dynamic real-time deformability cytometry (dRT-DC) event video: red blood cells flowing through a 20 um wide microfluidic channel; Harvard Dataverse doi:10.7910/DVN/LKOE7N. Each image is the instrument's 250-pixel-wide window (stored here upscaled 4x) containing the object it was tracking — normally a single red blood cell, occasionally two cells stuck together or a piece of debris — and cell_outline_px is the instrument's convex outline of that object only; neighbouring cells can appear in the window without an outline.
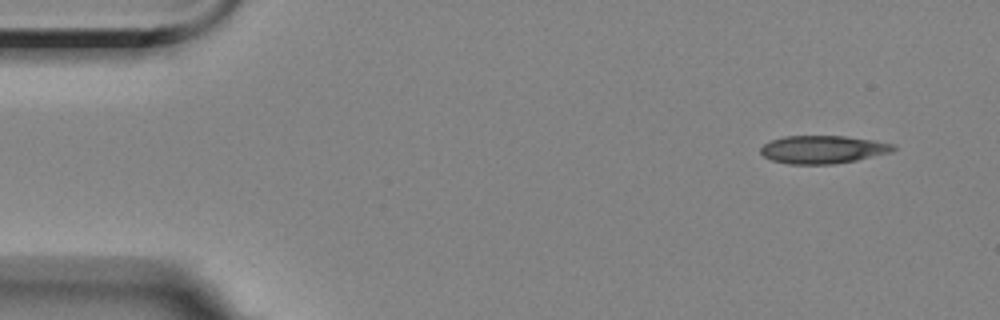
{"species": "Egyptian fruit bat (a non-hibernating species)", "species_latin": "Rousettus aegyptiacus", "temperature_condition": "room temperature", "stored_images_in_passage": 10, "camera_frame_rate_fps": 3000, "um_per_image_px": 0.085, "animal": {"sex": "female"}, "frame": {"image": 1, "passage_image": 1, "time_ms": 0.0, "image_size_px": [1000, 320], "cell_outline_px": [[896, 148], [892, 152], [856, 160], [832, 164], [788, 164], [772, 160], [764, 156], [760, 152], [760, 148], [764, 144], [772, 140], [784, 136], [844, 136], [876, 140], [892, 144]], "centroid_in_image_um": [69.94, 12.7], "position_along_channel_um": 15.1, "area_um2": 21.56}}
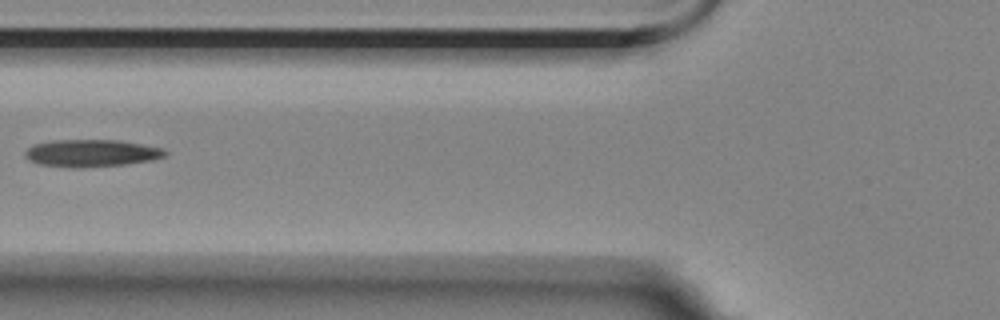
{"frame": {"image": 2, "passage_image": 6, "time_ms": 5.667, "image_size_px": [1000, 320], "cell_outline_px": [[168, 156], [152, 160], [128, 164], [84, 168], [68, 168], [40, 164], [28, 160], [24, 156], [24, 152], [32, 144], [52, 140], [120, 140], [164, 148], [168, 152]], "centroid_in_image_um": [7.78, 13.02], "position_along_channel_um": 118.0, "area_um2": 22.77}}
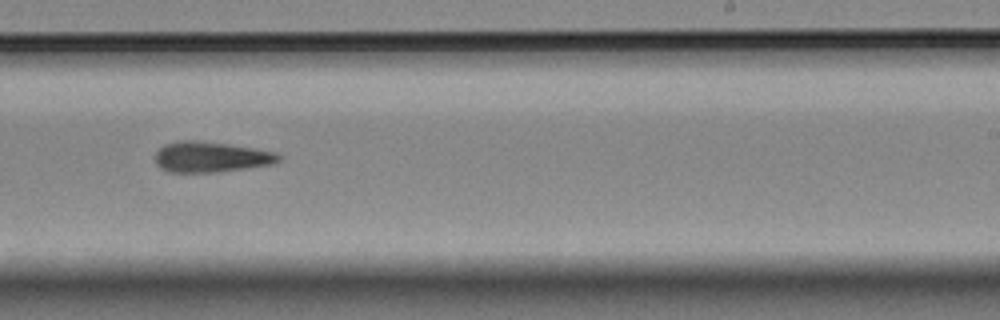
{"frame": {"image": 3, "passage_image": 10, "time_ms": 10.0, "image_size_px": [1000, 320], "cell_outline_px": [[284, 156], [280, 160], [272, 164], [216, 172], [168, 172], [160, 168], [156, 164], [156, 152], [164, 144], [180, 140], [196, 140], [228, 144], [256, 148], [276, 152]], "centroid_in_image_um": [17.94, 13.33], "position_along_channel_um": 271.1, "area_um2": 22.08}}